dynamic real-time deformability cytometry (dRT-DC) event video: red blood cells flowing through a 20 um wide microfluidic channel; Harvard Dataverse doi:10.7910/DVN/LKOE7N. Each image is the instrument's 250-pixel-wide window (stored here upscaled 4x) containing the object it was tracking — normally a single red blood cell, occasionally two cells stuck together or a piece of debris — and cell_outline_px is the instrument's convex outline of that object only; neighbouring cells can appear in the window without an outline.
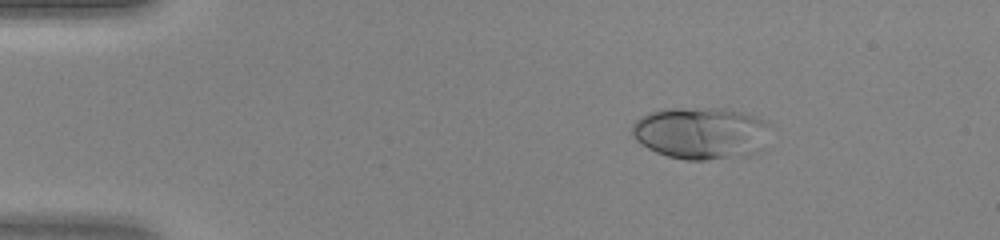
{"species": "human", "species_latin": "Homo sapiens", "temperature_condition": "warm", "stored_images_in_passage": 44, "camera_frame_rate_fps": 3000, "um_per_image_px": 0.085, "donor": {"sex": "female"}, "frame": {"image": 1, "passage_image": 5, "time_ms": 1.333, "image_size_px": [1000, 240], "cell_outline_px": [[768, 124], [764, 148], [760, 152], [748, 156], [704, 160], [684, 160], [668, 156], [656, 152], [648, 148], [636, 140], [632, 136], [632, 124], [636, 120], [648, 112], [664, 108], [724, 108], [756, 116]], "centroid_in_image_um": [59.57, 11.32], "position_along_channel_um": 25.4, "area_um2": 42.31}}
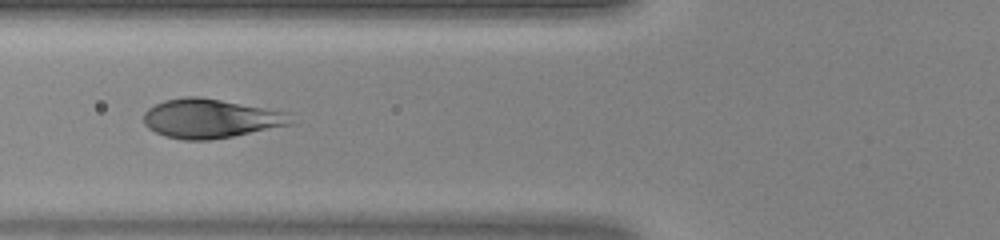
{"frame": {"image": 2, "passage_image": 16, "time_ms": 5.0, "image_size_px": [1000, 240], "cell_outline_px": [[292, 124], [232, 136], [208, 140], [184, 140], [164, 136], [148, 128], [144, 124], [144, 112], [148, 108], [164, 100], [184, 96], [200, 96], [292, 112]], "centroid_in_image_um": [17.91, 10.06], "position_along_channel_um": 107.9, "area_um2": 33.81}}
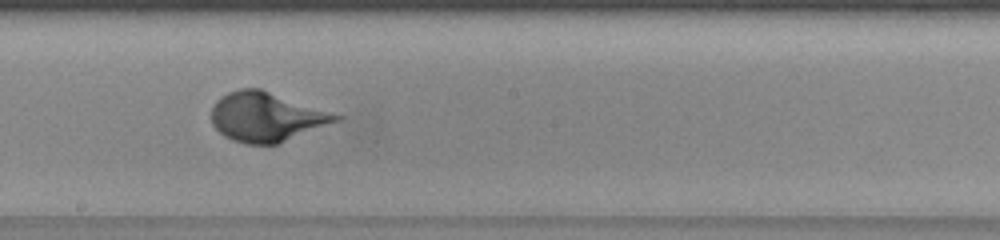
{"frame": {"image": 3, "passage_image": 24, "time_ms": 7.667, "image_size_px": [1000, 240], "cell_outline_px": [[344, 116], [340, 120], [276, 144], [248, 144], [232, 140], [224, 136], [212, 124], [212, 108], [216, 100], [220, 96], [228, 92], [240, 88], [260, 88]], "centroid_in_image_um": [22.62, 9.92], "position_along_channel_um": 225.6, "area_um2": 35.55}}